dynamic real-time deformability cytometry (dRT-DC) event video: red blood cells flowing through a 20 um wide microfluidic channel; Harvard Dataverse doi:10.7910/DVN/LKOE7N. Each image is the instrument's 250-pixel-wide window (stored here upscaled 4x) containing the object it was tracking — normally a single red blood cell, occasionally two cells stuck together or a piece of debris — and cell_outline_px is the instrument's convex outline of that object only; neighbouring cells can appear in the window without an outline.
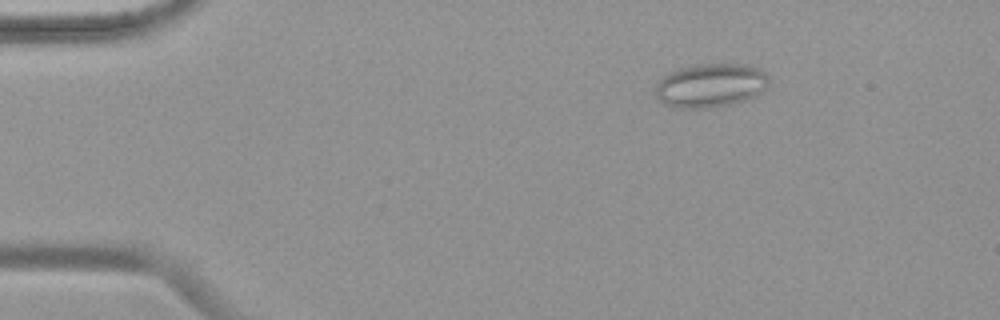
{"species": "common noctule bat (a hibernating species)", "species_latin": "Nyctalus noctula", "temperature_condition": "warm", "stored_images_in_passage": 48, "camera_frame_rate_fps": 3000, "um_per_image_px": 0.085, "animal": {"sex": "female", "body_mass_g": 19.9}, "frame": {"image": 1, "passage_image": 2, "time_ms": 0.333, "image_size_px": [1000, 320], "cell_outline_px": [[768, 84], [756, 96], [732, 104], [704, 108], [680, 108], [664, 104], [656, 96], [656, 84], [668, 72], [680, 68], [696, 64], [752, 64], [764, 72], [768, 76]], "centroid_in_image_um": [60.4, 7.25], "position_along_channel_um": 24.6, "area_um2": 28.96}}
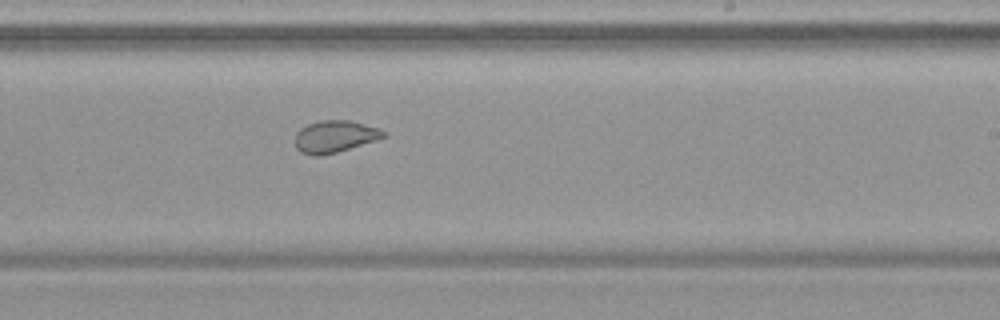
{"frame": {"image": 2, "passage_image": 27, "time_ms": 8.667, "image_size_px": [1000, 320], "cell_outline_px": [[388, 136], [376, 140], [336, 152], [320, 156], [312, 156], [300, 152], [296, 148], [296, 132], [300, 128], [308, 124], [320, 120], [348, 120], [376, 128], [384, 132]], "centroid_in_image_um": [28.41, 11.61], "position_along_channel_um": 260.6, "area_um2": 16.3}}
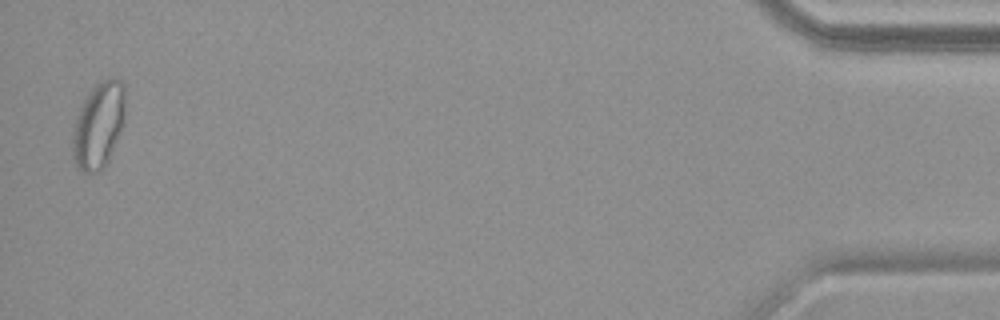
{"frame": {"image": 3, "passage_image": 47, "time_ms": 15.333, "image_size_px": [1000, 320], "cell_outline_px": [[124, 124], [108, 160], [100, 172], [84, 172], [76, 168], [72, 156], [72, 136], [76, 116], [84, 100], [92, 88], [100, 80], [108, 76], [116, 76], [124, 84]], "centroid_in_image_um": [8.37, 10.62], "position_along_channel_um": 426.8, "area_um2": 26.7}, "authors_computed_cell_mechanics": {"area_um2": 20.6346, "velocity_mm_per_s": 3.7455, "shape_relaxation_time_tau1_ms": null, "shape_relaxation_time_tau2_ms": 1.0367, "deformation_change_tau1": null, "deformation_change_tau2": 0.0617}}